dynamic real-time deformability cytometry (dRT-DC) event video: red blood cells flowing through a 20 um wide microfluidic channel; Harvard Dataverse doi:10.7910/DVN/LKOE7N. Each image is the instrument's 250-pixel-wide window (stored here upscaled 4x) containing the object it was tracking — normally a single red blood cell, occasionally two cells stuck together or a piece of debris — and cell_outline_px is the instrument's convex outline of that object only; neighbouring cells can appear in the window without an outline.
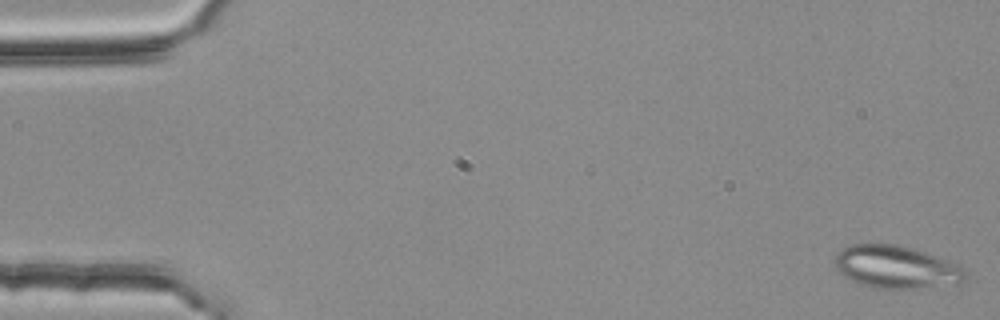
{"species": "common noctule bat (a hibernating species)", "species_latin": "Nyctalus noctula", "temperature_condition": "room temperature", "stored_images_in_passage": 5, "camera_frame_rate_fps": 3000, "um_per_image_px": 0.085, "animal": {"sex": "female", "body_mass_g": 25.1}, "frame": {"image": 1, "passage_image": 1, "time_ms": 0.0, "image_size_px": [1000, 320], "cell_outline_px": [[968, 272], [964, 280], [960, 284], [916, 288], [884, 288], [864, 284], [852, 280], [844, 276], [836, 268], [836, 252], [852, 244], [896, 244], [912, 248], [960, 264]], "centroid_in_image_um": [76.24, 22.69], "position_along_channel_um": 8.8, "area_um2": 32.25}}
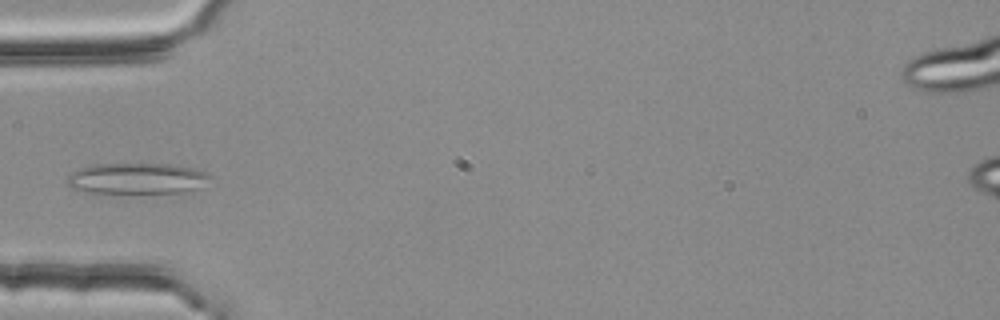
{"frame": {"image": 2, "passage_image": 5, "time_ms": 1.333, "image_size_px": [1000, 320], "cell_outline_px": [[212, 176], [196, 188], [188, 192], [84, 192], [68, 188], [68, 172], [92, 164], [168, 164], [192, 168], [208, 172]], "centroid_in_image_um": [11.57, 15.16], "position_along_channel_um": 73.4, "area_um2": 25.61}}